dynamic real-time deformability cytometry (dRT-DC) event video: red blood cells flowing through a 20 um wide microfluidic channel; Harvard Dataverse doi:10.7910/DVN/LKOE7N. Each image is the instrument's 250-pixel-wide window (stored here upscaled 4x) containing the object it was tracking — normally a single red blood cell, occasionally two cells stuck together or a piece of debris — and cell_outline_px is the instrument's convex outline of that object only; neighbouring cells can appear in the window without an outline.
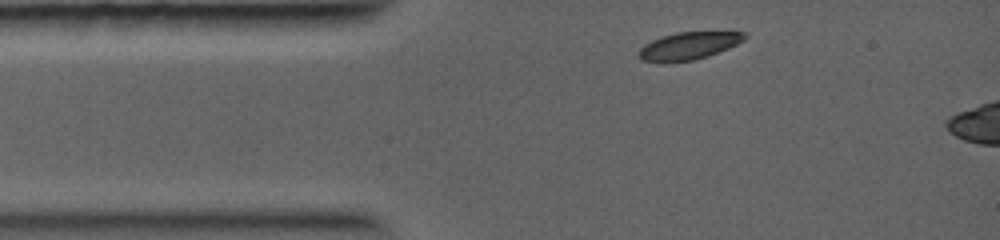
{"species": "common noctule bat (a hibernating species)", "species_latin": "Nyctalus noctula", "temperature_condition": "warm", "stored_images_in_passage": 10, "camera_frame_rate_fps": 5000, "um_per_image_px": 0.085, "animal": {"sex": "female", "body_mass_g": 19.0, "forearm_length_mm": 56.7}, "frame": {"image": 1, "passage_image": 1, "time_ms": 0.0, "image_size_px": [1000, 240], "cell_outline_px": [[748, 36], [744, 40], [728, 48], [708, 56], [692, 60], [640, 60], [640, 48], [644, 44], [652, 40], [676, 32], [748, 32]], "centroid_in_image_um": [58.61, 3.85], "position_along_channel_um": 26.4, "area_um2": 16.3}}
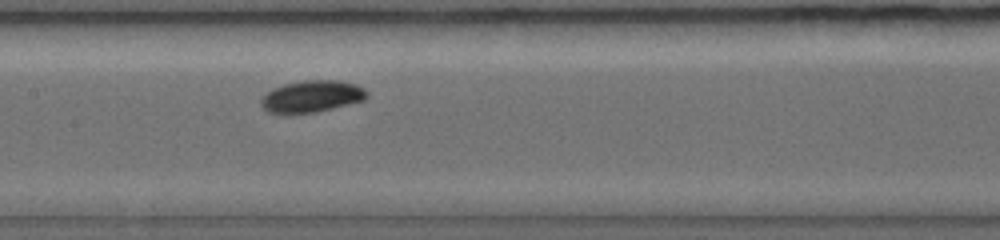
{"frame": {"image": 2, "passage_image": 7, "time_ms": 3.8, "image_size_px": [1000, 240], "cell_outline_px": [[368, 96], [364, 100], [316, 112], [268, 112], [260, 104], [260, 100], [272, 88], [284, 84], [304, 80], [340, 80], [356, 84], [364, 88], [368, 92]], "centroid_in_image_um": [26.54, 8.16], "position_along_channel_um": 180.9, "area_um2": 19.36}}
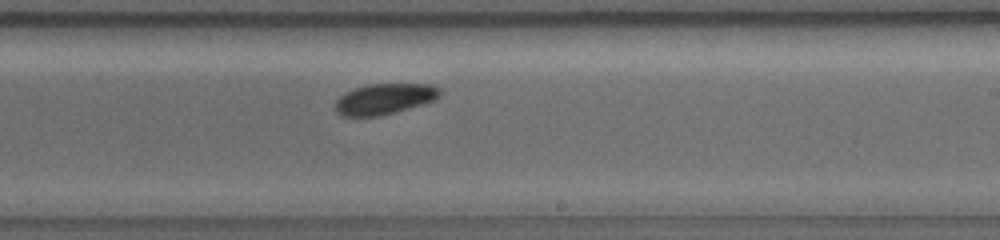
{"frame": {"image": 3, "passage_image": 10, "time_ms": 5.4, "image_size_px": [1000, 240], "cell_outline_px": [[440, 96], [436, 100], [396, 112], [380, 116], [340, 116], [336, 112], [336, 100], [344, 92], [368, 84], [432, 84], [440, 88]], "centroid_in_image_um": [32.69, 8.41], "position_along_channel_um": 256.3, "area_um2": 18.84}}